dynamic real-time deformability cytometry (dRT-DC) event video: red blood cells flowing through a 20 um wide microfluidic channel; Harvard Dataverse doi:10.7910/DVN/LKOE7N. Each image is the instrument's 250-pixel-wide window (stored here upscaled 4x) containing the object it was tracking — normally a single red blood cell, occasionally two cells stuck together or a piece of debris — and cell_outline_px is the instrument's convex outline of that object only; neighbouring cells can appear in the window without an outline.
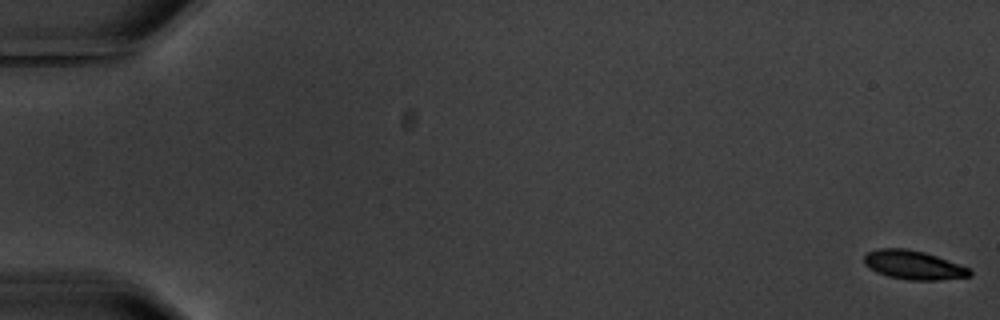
{"species": "common noctule bat (a hibernating species)", "species_latin": "Nyctalus noctula", "temperature_condition": "warm", "stored_images_in_passage": 5, "camera_frame_rate_fps": 3000, "um_per_image_px": 0.085, "animal": {"sex": "male", "body_mass_g": 20.1, "forearm_length_mm": 53.5}, "frame": {"image": 1, "passage_image": 1, "time_ms": 0.0, "image_size_px": [1000, 320], "cell_outline_px": [[972, 276], [940, 280], [908, 280], [888, 276], [876, 272], [868, 268], [864, 264], [864, 256], [868, 252], [880, 248], [904, 248], [924, 252], [936, 256], [968, 268], [972, 272]], "centroid_in_image_um": [77.62, 22.53], "position_along_channel_um": 7.4, "area_um2": 17.69}}
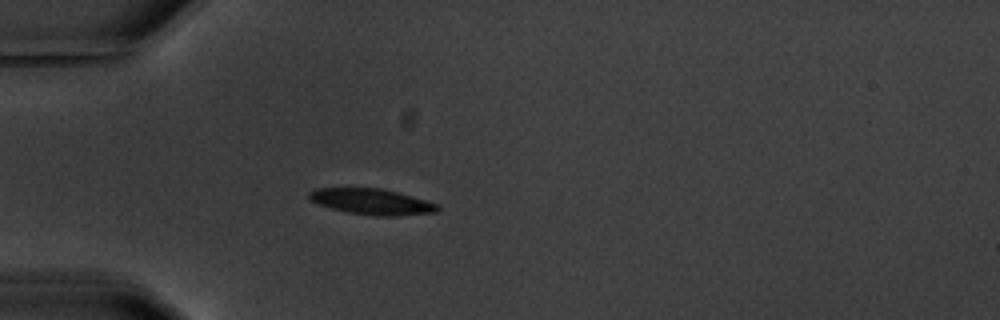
{"frame": {"image": 2, "passage_image": 5, "time_ms": 5.667, "image_size_px": [1000, 320], "cell_outline_px": [[440, 208], [436, 212], [396, 216], [376, 216], [348, 212], [316, 204], [308, 196], [308, 192], [316, 188], [384, 188], [440, 204]], "centroid_in_image_um": [31.62, 17.13], "position_along_channel_um": 53.4, "area_um2": 19.42}}